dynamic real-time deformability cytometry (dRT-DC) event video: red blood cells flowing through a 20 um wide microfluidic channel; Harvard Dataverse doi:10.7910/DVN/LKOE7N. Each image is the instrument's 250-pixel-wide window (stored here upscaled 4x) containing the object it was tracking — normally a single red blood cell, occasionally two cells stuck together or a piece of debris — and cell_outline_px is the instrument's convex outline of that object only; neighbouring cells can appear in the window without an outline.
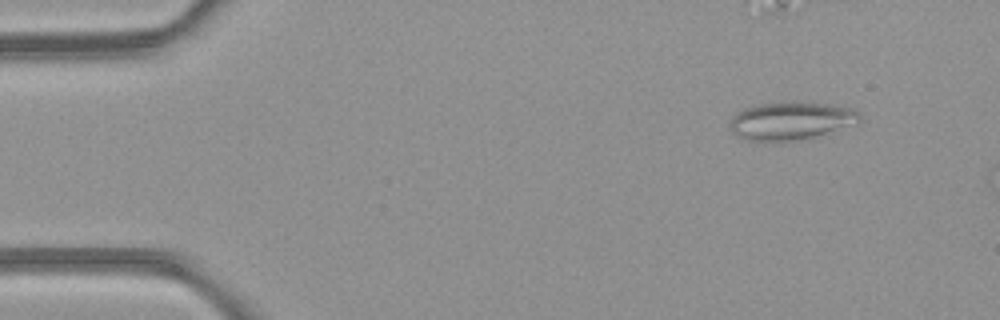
{"species": "common noctule bat (a hibernating species)", "species_latin": "Nyctalus noctula", "temperature_condition": "room temperature", "stored_images_in_passage": 5, "camera_frame_rate_fps": 3000, "um_per_image_px": 0.085, "animal": {"sex": "female", "body_mass_g": 21.9}, "frame": {"image": 1, "passage_image": 1, "time_ms": 0.0, "image_size_px": [1000, 320], "cell_outline_px": [[860, 120], [812, 136], [796, 140], [744, 140], [736, 136], [732, 132], [728, 124], [732, 116], [736, 112], [744, 108], [760, 104], [792, 100], [828, 104], [856, 108], [860, 112]], "centroid_in_image_um": [67.14, 10.22], "position_along_channel_um": 17.9, "area_um2": 28.38}}